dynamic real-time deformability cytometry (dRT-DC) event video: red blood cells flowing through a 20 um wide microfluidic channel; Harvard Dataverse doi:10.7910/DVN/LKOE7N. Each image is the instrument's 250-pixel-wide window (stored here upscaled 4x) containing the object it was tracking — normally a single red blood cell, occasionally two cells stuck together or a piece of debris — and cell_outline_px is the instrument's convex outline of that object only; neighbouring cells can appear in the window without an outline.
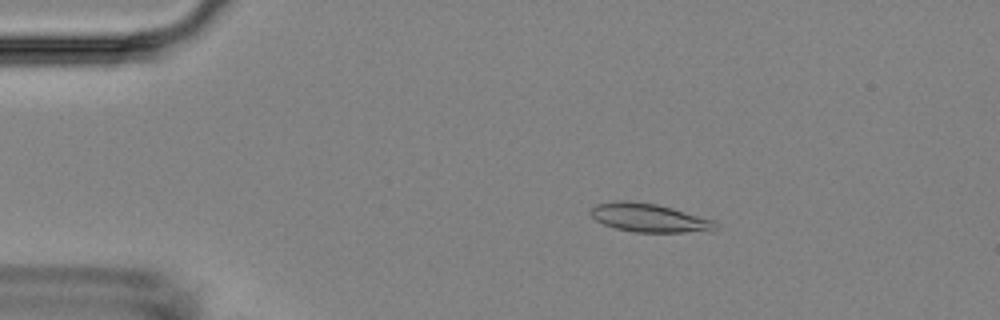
{"species": "Egyptian fruit bat (a non-hibernating species)", "species_latin": "Rousettus aegyptiacus", "temperature_condition": "room temperature", "stored_images_in_passage": 55, "camera_frame_rate_fps": 3000, "um_per_image_px": 0.085, "animal": {"sex": "female"}, "frame": {"image": 1, "passage_image": 10, "time_ms": 3.0, "image_size_px": [1000, 320], "cell_outline_px": [[720, 228], [716, 232], [636, 232], [616, 228], [604, 224], [596, 220], [588, 212], [596, 204], [616, 200], [628, 200], [656, 204], [672, 208], [712, 220]], "centroid_in_image_um": [55.2, 18.52], "position_along_channel_um": 29.8, "area_um2": 20.87}}
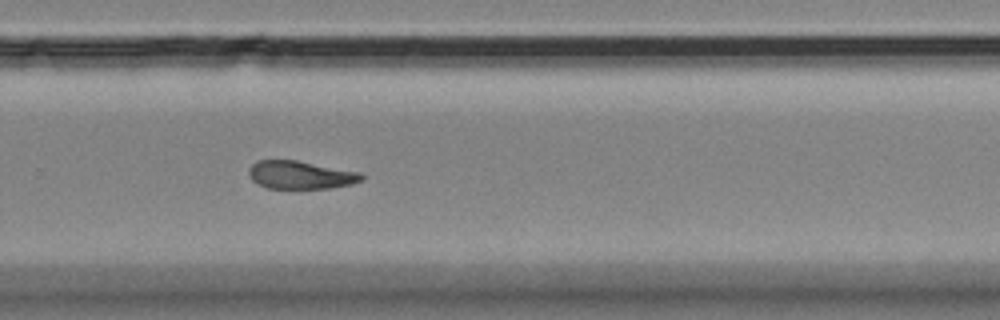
{"frame": {"image": 2, "passage_image": 37, "time_ms": 12.0, "image_size_px": [1000, 320], "cell_outline_px": [[364, 180], [352, 184], [332, 188], [268, 188], [252, 180], [248, 172], [248, 168], [256, 160], [296, 160], [360, 172], [364, 176]], "centroid_in_image_um": [25.56, 14.86], "position_along_channel_um": 304.2, "area_um2": 18.44}}
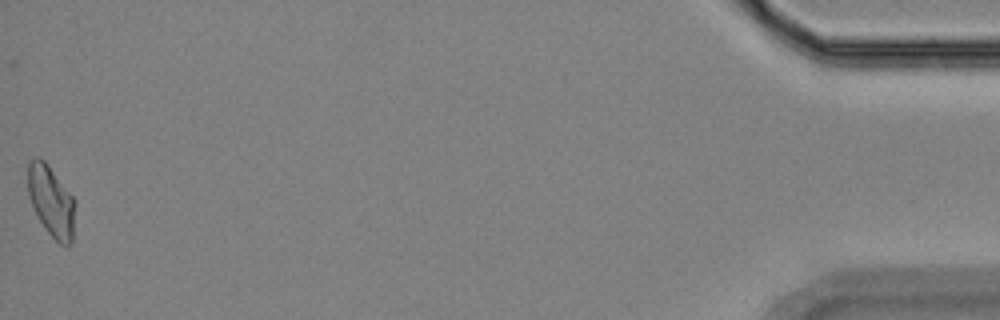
{"frame": {"image": 3, "passage_image": 55, "time_ms": 18.0, "image_size_px": [1000, 320], "cell_outline_px": [[76, 204], [72, 244], [68, 248], [60, 244], [48, 232], [40, 220], [28, 196], [28, 160], [36, 156], [40, 156], [48, 164], [72, 196]], "centroid_in_image_um": [4.37, 17.1], "position_along_channel_um": 430.8, "area_um2": 19.65}}